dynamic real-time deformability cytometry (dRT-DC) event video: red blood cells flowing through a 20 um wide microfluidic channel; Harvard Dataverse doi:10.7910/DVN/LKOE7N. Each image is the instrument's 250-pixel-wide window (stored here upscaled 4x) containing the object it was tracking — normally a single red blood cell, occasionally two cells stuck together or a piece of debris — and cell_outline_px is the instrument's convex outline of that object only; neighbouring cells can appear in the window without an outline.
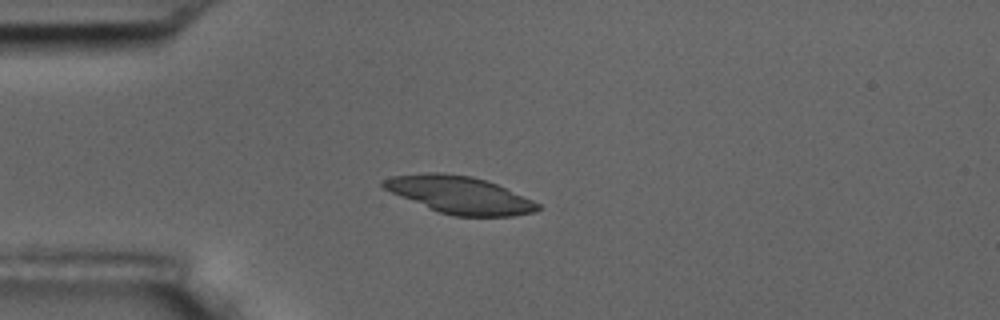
{"species": "common noctule bat (a hibernating species)", "species_latin": "Nyctalus noctula", "temperature_condition": "room temperature", "stored_images_in_passage": 4, "camera_frame_rate_fps": 3000, "um_per_image_px": 0.085, "animal": {"sex": "male", "body_mass_g": 17.5, "forearm_length_mm": 52.3}, "frame": {"image": 1, "passage_image": 4, "time_ms": 3.667, "image_size_px": [1000, 320], "cell_outline_px": [[540, 208], [536, 212], [512, 216], [452, 216], [440, 212], [392, 192], [384, 188], [380, 184], [380, 180], [392, 176], [424, 172], [444, 172], [472, 176], [488, 180], [532, 200], [540, 204]], "centroid_in_image_um": [39.08, 16.54], "position_along_channel_um": 45.9, "area_um2": 33.41}}